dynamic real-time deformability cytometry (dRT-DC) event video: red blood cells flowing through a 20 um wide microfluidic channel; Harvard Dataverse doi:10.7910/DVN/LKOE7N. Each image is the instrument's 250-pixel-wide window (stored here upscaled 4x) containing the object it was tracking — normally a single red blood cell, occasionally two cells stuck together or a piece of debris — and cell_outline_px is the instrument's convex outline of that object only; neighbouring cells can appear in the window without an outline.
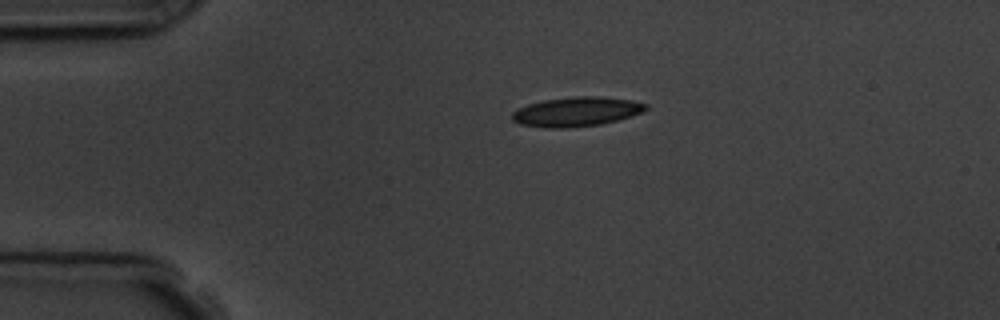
{"species": "common noctule bat (a hibernating species)", "species_latin": "Nyctalus noctula", "temperature_condition": "room temperature", "stored_images_in_passage": 2, "camera_frame_rate_fps": 3000, "um_per_image_px": 0.085, "animal": {"sex": "male", "body_mass_g": 19.5, "forearm_length_mm": 54.6}, "frame": {"image": 1, "passage_image": 1, "time_ms": 0.0, "image_size_px": [1000, 320], "cell_outline_px": [[648, 108], [640, 112], [616, 120], [600, 124], [568, 128], [544, 128], [520, 124], [512, 120], [512, 112], [528, 104], [544, 100], [576, 96], [600, 96], [628, 100], [648, 104]], "centroid_in_image_um": [48.95, 9.5], "position_along_channel_um": 36.0, "area_um2": 22.66}}